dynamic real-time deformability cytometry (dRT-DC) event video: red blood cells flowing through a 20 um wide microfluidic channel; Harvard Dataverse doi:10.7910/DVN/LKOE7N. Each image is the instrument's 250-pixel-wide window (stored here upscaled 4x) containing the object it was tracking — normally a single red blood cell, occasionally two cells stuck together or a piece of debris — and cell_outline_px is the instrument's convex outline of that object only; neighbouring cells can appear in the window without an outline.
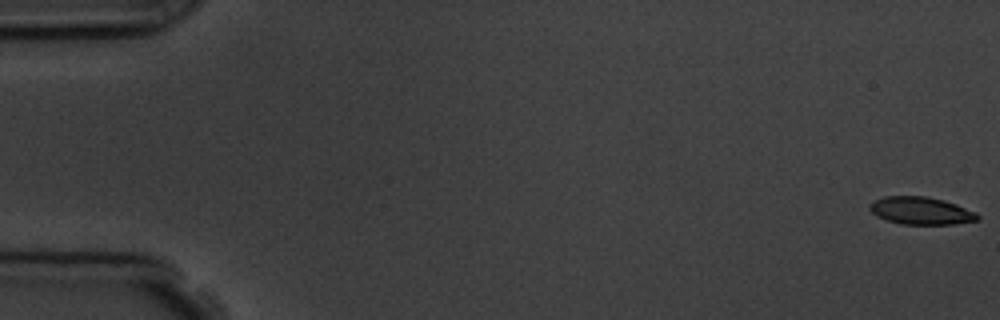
{"species": "common noctule bat (a hibernating species)", "species_latin": "Nyctalus noctula", "temperature_condition": "room temperature", "stored_images_in_passage": 6, "camera_frame_rate_fps": 3000, "um_per_image_px": 0.085, "animal": {"sex": "male", "body_mass_g": 19.5, "forearm_length_mm": 54.6}, "frame": {"image": 1, "passage_image": 1, "time_ms": 0.0, "image_size_px": [1000, 320], "cell_outline_px": [[980, 220], [952, 224], [900, 224], [876, 216], [868, 208], [868, 204], [872, 200], [884, 196], [928, 196], [944, 200], [956, 204], [976, 212], [980, 216]], "centroid_in_image_um": [78.26, 17.9], "position_along_channel_um": 6.7, "area_um2": 17.51}}
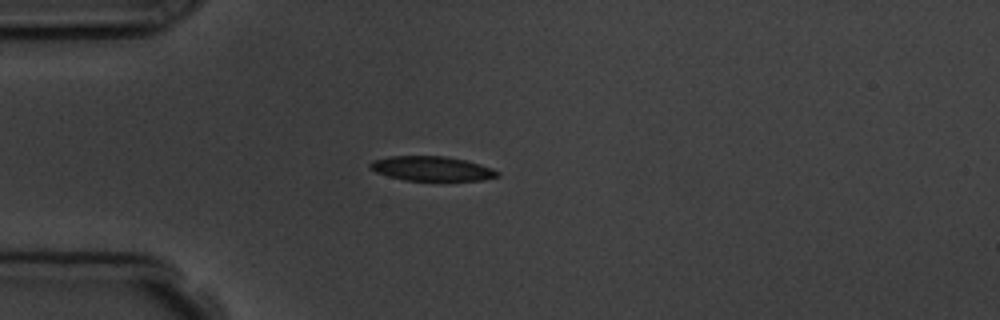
{"frame": {"image": 2, "passage_image": 5, "time_ms": 4.667, "image_size_px": [1000, 320], "cell_outline_px": [[500, 176], [484, 180], [404, 180], [388, 176], [376, 172], [368, 168], [368, 164], [372, 160], [388, 156], [444, 156], [464, 160], [480, 164], [492, 168], [500, 172]], "centroid_in_image_um": [36.67, 14.33], "position_along_channel_um": 48.3, "area_um2": 18.26}}